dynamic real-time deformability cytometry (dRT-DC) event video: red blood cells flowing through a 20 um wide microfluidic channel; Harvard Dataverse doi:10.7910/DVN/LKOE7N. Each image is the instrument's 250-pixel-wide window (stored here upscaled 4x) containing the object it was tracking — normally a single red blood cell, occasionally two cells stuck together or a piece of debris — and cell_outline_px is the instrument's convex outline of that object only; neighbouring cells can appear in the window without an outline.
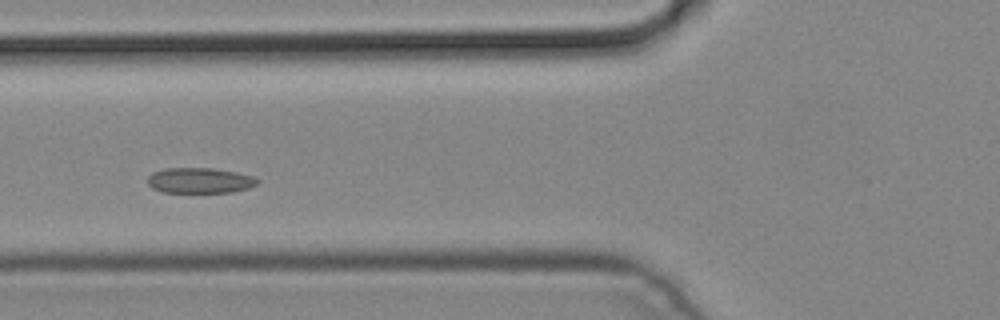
{"species": "common noctule bat (a hibernating species)", "species_latin": "Nyctalus noctula", "temperature_condition": "cold", "stored_images_in_passage": 3, "camera_frame_rate_fps": 3000, "um_per_image_px": 0.085, "animal": {"sex": "male", "body_mass_g": 19.2, "forearm_length_mm": 51.8}, "frame": {"image": 1, "passage_image": 3, "time_ms": 0.667, "image_size_px": [1000, 320], "cell_outline_px": [[260, 180], [256, 184], [248, 188], [232, 192], [160, 192], [152, 188], [148, 184], [148, 176], [152, 172], [164, 168], [212, 168], [236, 172], [252, 176]], "centroid_in_image_um": [16.95, 15.34], "position_along_channel_um": 108.9, "area_um2": 16.3}}